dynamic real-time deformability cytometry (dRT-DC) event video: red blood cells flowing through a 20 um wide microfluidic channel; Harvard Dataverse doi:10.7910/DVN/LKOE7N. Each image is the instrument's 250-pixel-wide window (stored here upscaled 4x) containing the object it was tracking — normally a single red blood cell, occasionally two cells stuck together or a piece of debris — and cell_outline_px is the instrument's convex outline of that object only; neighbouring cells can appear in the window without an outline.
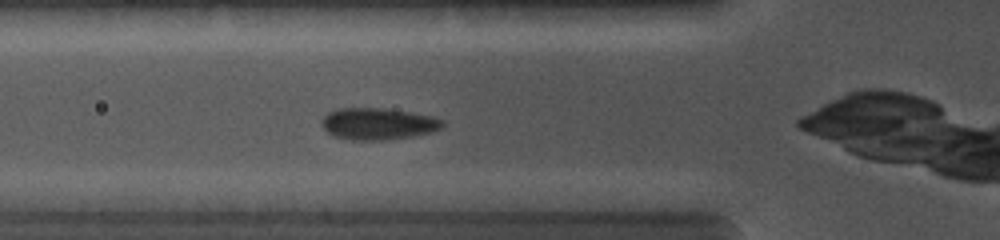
{"species": "common noctule bat (a hibernating species)", "species_latin": "Nyctalus noctula", "temperature_condition": "cold", "stored_images_in_passage": 3, "camera_frame_rate_fps": 5000, "um_per_image_px": 0.085, "animal": {"sex": "female", "body_mass_g": 19.0, "forearm_length_mm": 56.7}, "frame": {"image": 1, "passage_image": 3, "time_ms": 1.2, "image_size_px": [1000, 240], "cell_outline_px": [[444, 124], [440, 128], [432, 132], [412, 136], [384, 140], [352, 140], [332, 136], [320, 124], [320, 120], [328, 112], [336, 108], [384, 108], [412, 112], [432, 116], [444, 120]], "centroid_in_image_um": [32.1, 10.52], "position_along_channel_um": 93.7, "area_um2": 22.54}}